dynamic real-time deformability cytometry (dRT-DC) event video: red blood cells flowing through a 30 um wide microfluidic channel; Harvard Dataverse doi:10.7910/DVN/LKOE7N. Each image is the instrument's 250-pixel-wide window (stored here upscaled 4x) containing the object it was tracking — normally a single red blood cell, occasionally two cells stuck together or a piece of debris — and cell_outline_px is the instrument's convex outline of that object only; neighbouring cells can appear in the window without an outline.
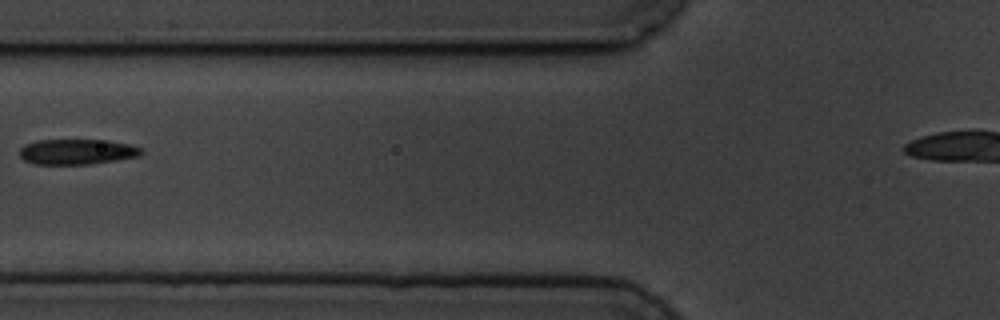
{"species": "common noctule bat (a hibernating species)", "species_latin": "Nyctalus noctula", "temperature_condition": "cold", "stored_images_in_passage": 5, "segment_of_instrument_passage": [1, 2], "camera_frame_rate_fps": 3000, "um_per_image_px": 0.085, "animal": {"sex": "male", "body_mass_g": 19.5, "forearm_length_mm": 54.6}, "frame": {"image": 1, "passage_image": 4, "time_ms": 3.333, "image_size_px": [1000, 320], "cell_outline_px": [[144, 152], [140, 156], [116, 160], [88, 164], [32, 164], [24, 160], [20, 156], [20, 148], [24, 144], [36, 140], [108, 140], [128, 144], [140, 148]], "centroid_in_image_um": [6.52, 12.9], "position_along_channel_um": 119.3, "area_um2": 18.03}}